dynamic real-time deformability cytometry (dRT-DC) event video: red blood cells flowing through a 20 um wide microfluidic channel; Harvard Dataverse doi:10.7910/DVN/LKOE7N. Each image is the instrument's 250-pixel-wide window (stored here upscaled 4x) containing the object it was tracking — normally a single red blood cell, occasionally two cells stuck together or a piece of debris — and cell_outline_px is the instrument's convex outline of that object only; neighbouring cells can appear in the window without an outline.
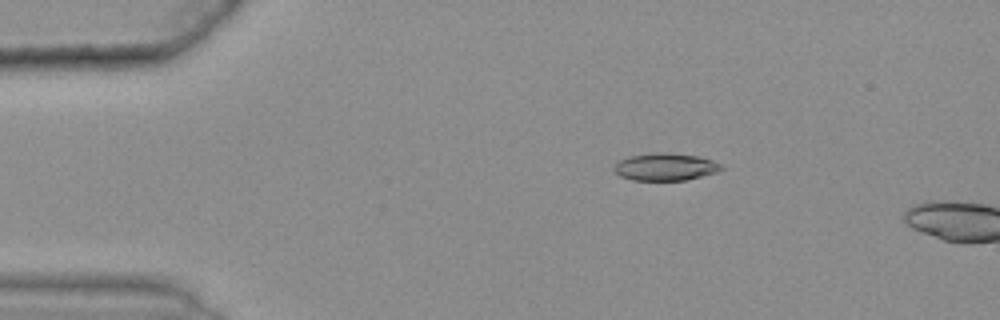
{"species": "common noctule bat (a hibernating species)", "species_latin": "Nyctalus noctula", "temperature_condition": "warm", "stored_images_in_passage": 13, "camera_frame_rate_fps": 3000, "um_per_image_px": 0.085, "animal": {"sex": "female", "body_mass_g": 25.1}, "frame": {"image": 1, "passage_image": 10, "time_ms": 3.0, "image_size_px": [1000, 320], "cell_outline_px": [[724, 168], [716, 172], [684, 180], [632, 180], [620, 176], [612, 168], [620, 160], [628, 156], [656, 152], [664, 152], [696, 156], [712, 160], [720, 164]], "centroid_in_image_um": [56.52, 14.18], "position_along_channel_um": 28.5, "area_um2": 16.94}}